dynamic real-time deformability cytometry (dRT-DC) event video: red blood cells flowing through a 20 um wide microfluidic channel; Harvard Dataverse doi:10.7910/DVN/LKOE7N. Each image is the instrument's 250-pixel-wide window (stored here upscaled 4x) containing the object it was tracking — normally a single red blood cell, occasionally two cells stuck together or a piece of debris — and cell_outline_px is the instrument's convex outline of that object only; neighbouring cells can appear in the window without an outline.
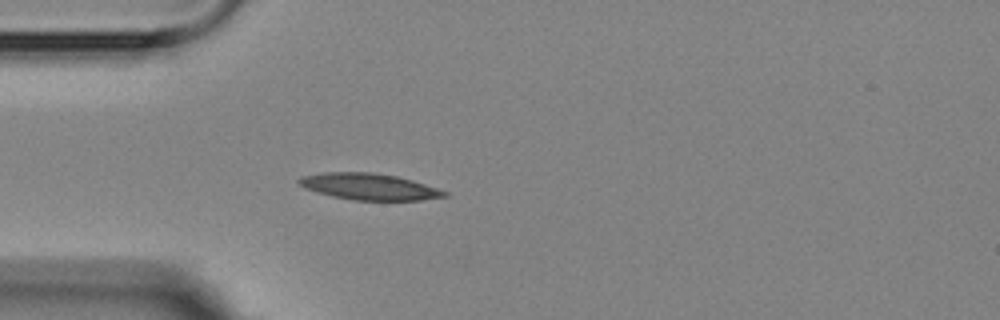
{"species": "Egyptian fruit bat (a non-hibernating species)", "species_latin": "Rousettus aegyptiacus", "temperature_condition": "room temperature", "stored_images_in_passage": 2, "camera_frame_rate_fps": 3000, "um_per_image_px": 0.085, "animal": {"sex": "female"}, "frame": {"image": 1, "passage_image": 2, "time_ms": 1.333, "image_size_px": [1000, 320], "cell_outline_px": [[448, 196], [420, 200], [352, 200], [332, 196], [316, 192], [304, 188], [296, 180], [300, 176], [320, 172], [372, 172], [396, 176], [412, 180], [448, 192]], "centroid_in_image_um": [31.32, 15.86], "position_along_channel_um": 53.7, "area_um2": 22.43}}